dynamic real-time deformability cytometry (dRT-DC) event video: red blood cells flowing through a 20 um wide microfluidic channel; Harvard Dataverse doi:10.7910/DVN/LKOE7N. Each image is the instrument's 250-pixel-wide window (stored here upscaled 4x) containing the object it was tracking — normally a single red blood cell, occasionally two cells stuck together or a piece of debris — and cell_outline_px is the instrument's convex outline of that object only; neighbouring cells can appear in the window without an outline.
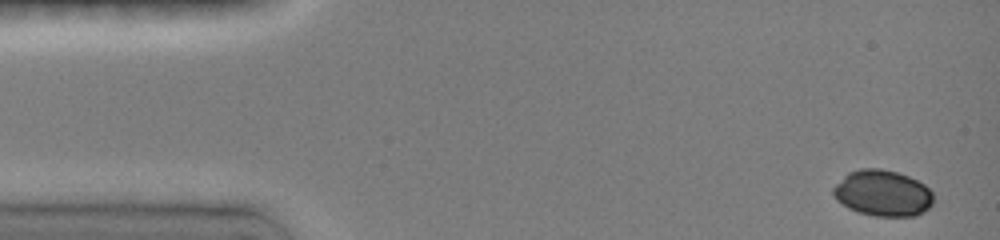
{"species": "common noctule bat (a hibernating species)", "species_latin": "Nyctalus noctula", "temperature_condition": "room temperature", "stored_images_in_passage": 11, "camera_frame_rate_fps": 3000, "um_per_image_px": 0.085, "animal": {"sex": "female", "body_mass_g": 19.0, "forearm_length_mm": 51.5}, "frame": {"image": 1, "passage_image": 1, "time_ms": 0.0, "image_size_px": [1000, 240], "cell_outline_px": [[932, 204], [924, 212], [916, 216], [876, 216], [856, 212], [848, 208], [836, 200], [832, 196], [832, 188], [848, 172], [860, 168], [880, 168], [896, 172], [908, 176], [924, 184], [932, 192]], "centroid_in_image_um": [75.0, 16.42], "position_along_channel_um": 10.0, "area_um2": 27.05}}
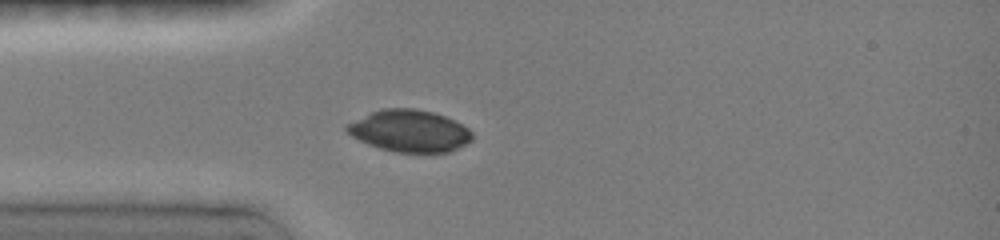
{"frame": {"image": 2, "passage_image": 10, "time_ms": 3.667, "image_size_px": [1000, 240], "cell_outline_px": [[472, 140], [448, 152], [396, 152], [380, 148], [368, 144], [352, 136], [344, 128], [344, 124], [380, 108], [416, 108], [432, 112], [444, 116], [468, 128], [472, 132]], "centroid_in_image_um": [34.76, 11.11], "position_along_channel_um": 50.2, "area_um2": 30.46}}